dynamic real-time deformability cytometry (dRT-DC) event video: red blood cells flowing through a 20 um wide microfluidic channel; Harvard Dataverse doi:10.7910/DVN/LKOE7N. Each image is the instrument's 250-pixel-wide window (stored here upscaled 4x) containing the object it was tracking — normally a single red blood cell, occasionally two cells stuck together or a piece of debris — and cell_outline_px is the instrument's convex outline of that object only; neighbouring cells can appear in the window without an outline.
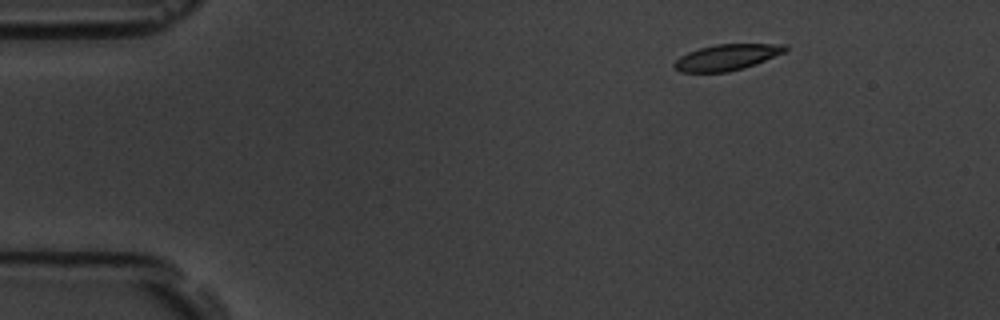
{"species": "common noctule bat (a hibernating species)", "species_latin": "Nyctalus noctula", "temperature_condition": "room temperature", "stored_images_in_passage": 9, "camera_frame_rate_fps": 3000, "um_per_image_px": 0.085, "animal": {"sex": "male", "body_mass_g": 19.5, "forearm_length_mm": 54.6}, "frame": {"image": 1, "passage_image": 1, "time_ms": 0.0, "image_size_px": [1000, 320], "cell_outline_px": [[788, 48], [784, 52], [756, 64], [744, 68], [728, 72], [680, 72], [672, 64], [680, 56], [688, 52], [700, 48], [716, 44], [788, 44]], "centroid_in_image_um": [61.78, 4.87], "position_along_channel_um": 23.2, "area_um2": 16.76}}
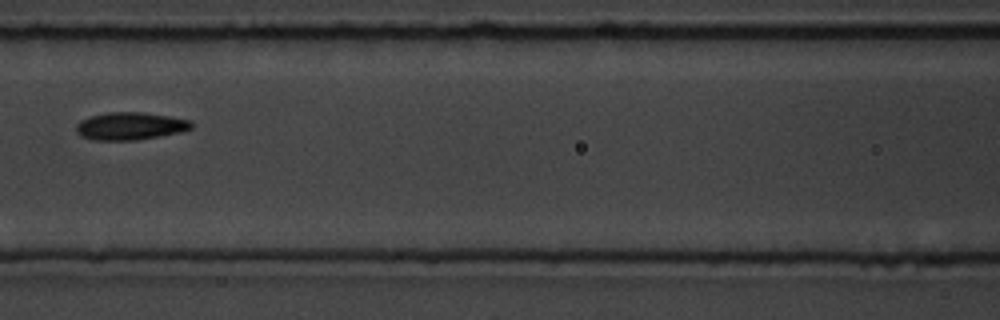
{"frame": {"image": 2, "passage_image": 6, "time_ms": 6.0, "image_size_px": [1000, 320], "cell_outline_px": [[192, 128], [180, 132], [160, 136], [136, 140], [92, 140], [80, 136], [76, 132], [76, 124], [80, 120], [92, 116], [108, 112], [140, 112], [168, 116], [192, 120]], "centroid_in_image_um": [11.05, 10.72], "position_along_channel_um": 155.6, "area_um2": 18.55}}
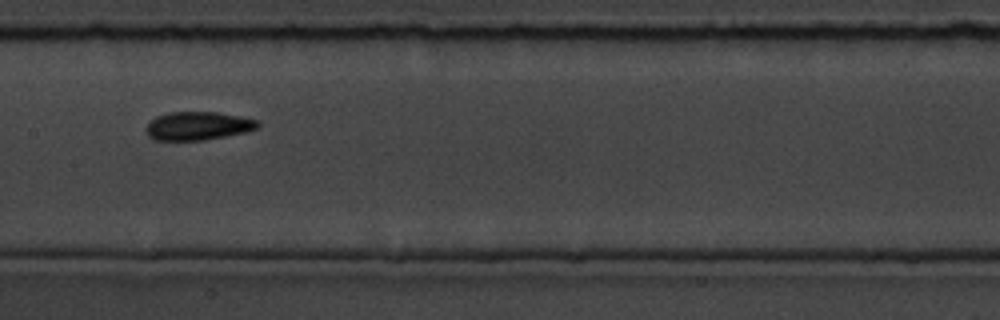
{"frame": {"image": 3, "passage_image": 7, "time_ms": 7.0, "image_size_px": [1000, 320], "cell_outline_px": [[260, 124], [256, 128], [244, 132], [204, 140], [152, 140], [144, 132], [144, 128], [156, 116], [168, 112], [216, 112], [240, 116], [256, 120]], "centroid_in_image_um": [16.75, 10.7], "position_along_channel_um": 190.6, "area_um2": 18.44}}